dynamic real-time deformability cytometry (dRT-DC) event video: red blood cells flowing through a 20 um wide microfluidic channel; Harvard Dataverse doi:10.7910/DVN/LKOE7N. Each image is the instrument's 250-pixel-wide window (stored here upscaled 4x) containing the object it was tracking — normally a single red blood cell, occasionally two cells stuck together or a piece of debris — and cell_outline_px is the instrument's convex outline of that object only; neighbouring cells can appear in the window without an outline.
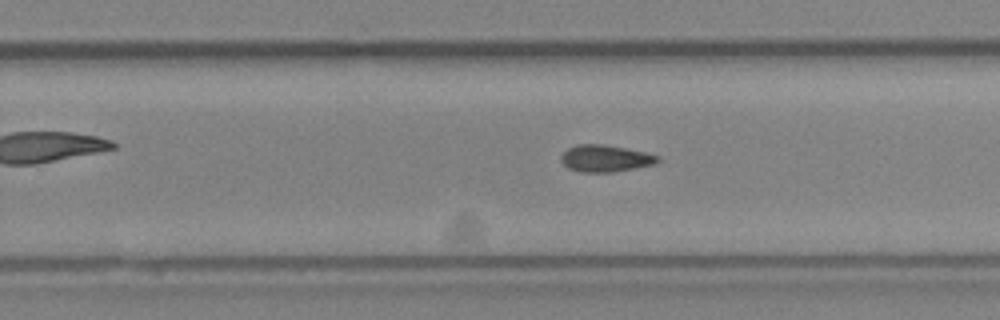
{"species": "Egyptian fruit bat (a non-hibernating species)", "species_latin": "Rousettus aegyptiacus", "temperature_condition": "cold", "stored_images_in_passage": 28, "camera_frame_rate_fps": 3000, "um_per_image_px": 0.085, "animal": {"sex": "female"}, "frame": {"image": 1, "passage_image": 20, "time_ms": 6.333, "image_size_px": [1000, 320], "cell_outline_px": [[660, 160], [656, 164], [636, 168], [612, 172], [580, 172], [568, 168], [560, 160], [560, 156], [568, 148], [576, 144], [604, 144], [644, 152], [660, 156]], "centroid_in_image_um": [51.45, 13.47], "position_along_channel_um": 278.3, "area_um2": 15.2}}
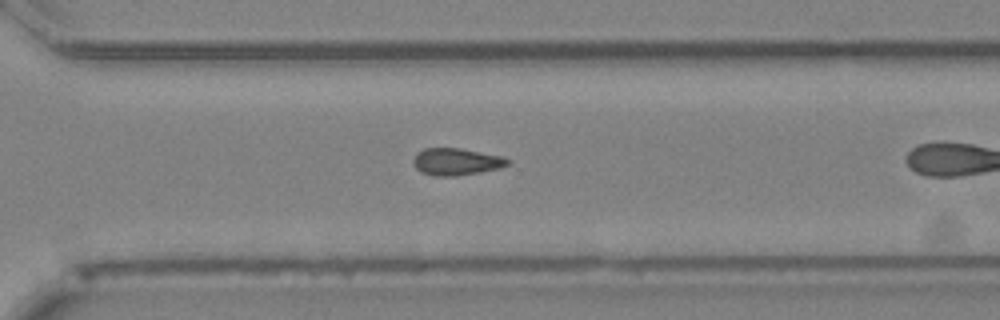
{"frame": {"image": 2, "passage_image": 24, "time_ms": 7.667, "image_size_px": [1000, 320], "cell_outline_px": [[512, 160], [508, 164], [500, 168], [480, 172], [456, 176], [432, 176], [420, 172], [412, 164], [412, 160], [416, 152], [424, 148], [460, 148], [504, 156]], "centroid_in_image_um": [38.77, 13.74], "position_along_channel_um": 331.8, "area_um2": 15.2}}